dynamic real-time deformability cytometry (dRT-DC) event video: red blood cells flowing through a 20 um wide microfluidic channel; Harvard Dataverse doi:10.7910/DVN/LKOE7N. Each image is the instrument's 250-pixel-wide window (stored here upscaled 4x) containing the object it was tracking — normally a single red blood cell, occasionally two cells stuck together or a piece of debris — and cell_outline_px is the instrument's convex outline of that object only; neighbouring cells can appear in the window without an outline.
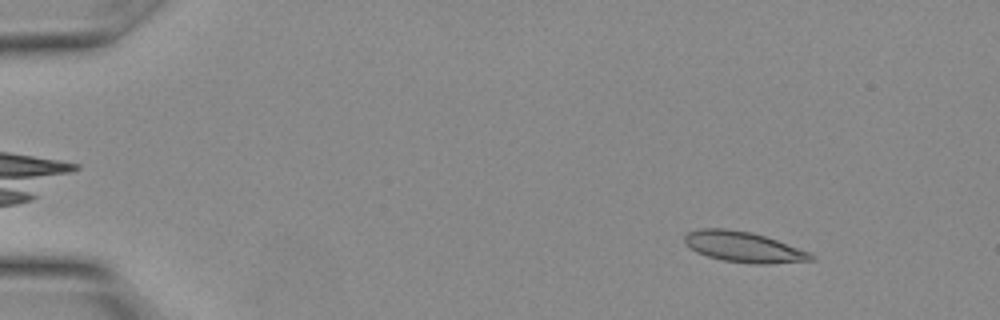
{"species": "Egyptian fruit bat (a non-hibernating species)", "species_latin": "Rousettus aegyptiacus", "temperature_condition": "warm", "stored_images_in_passage": 16, "camera_frame_rate_fps": 3000, "um_per_image_px": 0.085, "animal": {"sex": "female"}, "frame": {"image": 1, "passage_image": 3, "time_ms": 0.667, "image_size_px": [1000, 320], "cell_outline_px": [[816, 260], [768, 264], [756, 264], [724, 260], [708, 256], [696, 252], [684, 240], [684, 236], [688, 232], [700, 228], [724, 228], [748, 232], [764, 236], [776, 240], [808, 252], [816, 256]], "centroid_in_image_um": [63.21, 20.99], "position_along_channel_um": 21.8, "area_um2": 22.14}}
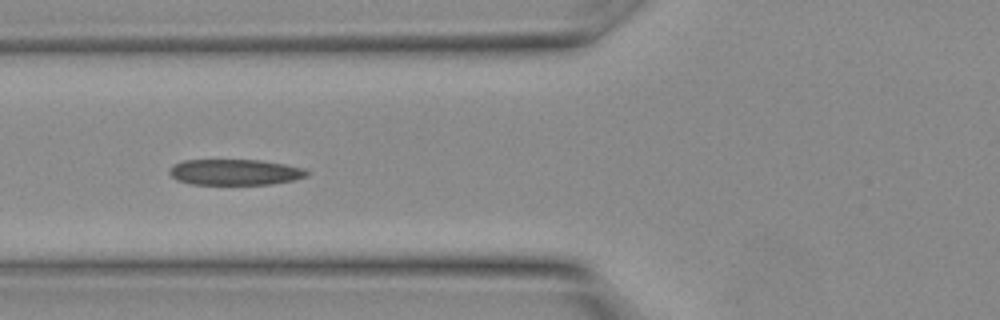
{"frame": {"image": 2, "passage_image": 11, "time_ms": 3.333, "image_size_px": [1000, 320], "cell_outline_px": [[308, 176], [292, 180], [272, 184], [192, 184], [176, 180], [168, 172], [168, 168], [172, 164], [184, 160], [260, 160], [284, 164], [304, 168], [308, 172]], "centroid_in_image_um": [19.93, 14.63], "position_along_channel_um": 105.9, "area_um2": 20.75}}
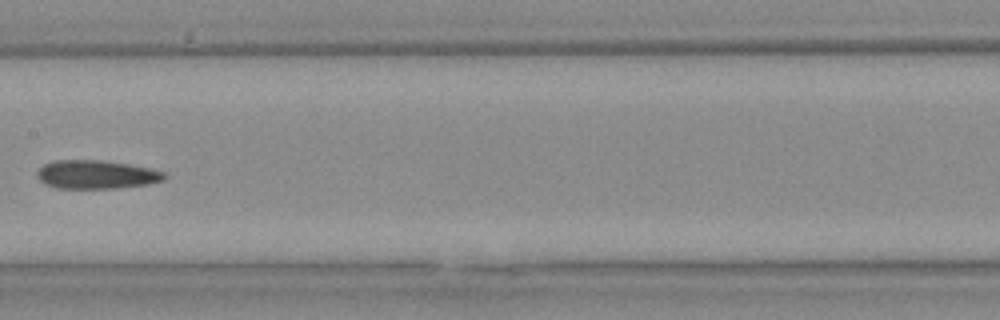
{"frame": {"image": 3, "passage_image": 15, "time_ms": 4.667, "image_size_px": [1000, 320], "cell_outline_px": [[168, 176], [164, 180], [148, 184], [116, 188], [56, 188], [44, 184], [36, 176], [36, 172], [44, 164], [56, 160], [100, 160], [128, 164], [152, 168], [164, 172]], "centroid_in_image_um": [8.2, 14.83], "position_along_channel_um": 199.2, "area_um2": 21.27}}